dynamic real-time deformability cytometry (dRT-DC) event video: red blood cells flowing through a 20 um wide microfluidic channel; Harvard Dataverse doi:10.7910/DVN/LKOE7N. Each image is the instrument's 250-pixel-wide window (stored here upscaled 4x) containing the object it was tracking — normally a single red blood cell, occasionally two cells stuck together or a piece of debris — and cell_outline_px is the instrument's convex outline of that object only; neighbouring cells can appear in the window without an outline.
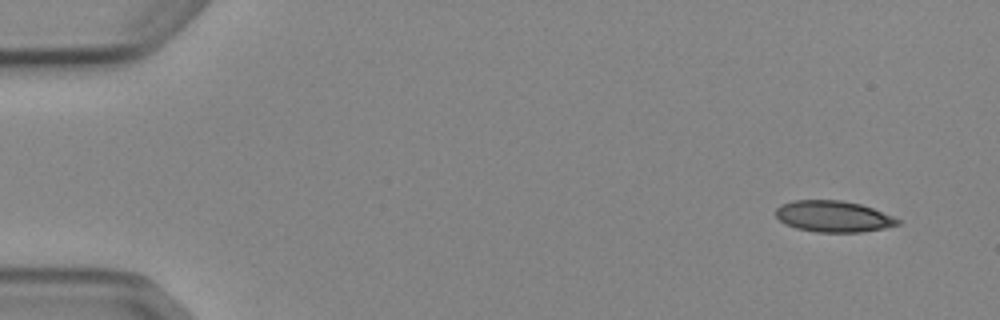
{"species": "Egyptian fruit bat (a non-hibernating species)", "species_latin": "Rousettus aegyptiacus", "temperature_condition": "cold", "stored_images_in_passage": 6, "camera_frame_rate_fps": 3000, "um_per_image_px": 0.085, "animal": {"sex": "female"}, "frame": {"image": 1, "passage_image": 1, "time_ms": 0.0, "image_size_px": [1000, 320], "cell_outline_px": [[900, 224], [884, 228], [860, 232], [816, 232], [796, 228], [784, 224], [776, 216], [776, 208], [780, 204], [792, 200], [840, 200], [860, 204], [872, 208], [892, 216], [900, 220]], "centroid_in_image_um": [70.8, 18.39], "position_along_channel_um": 14.2, "area_um2": 22.2}}
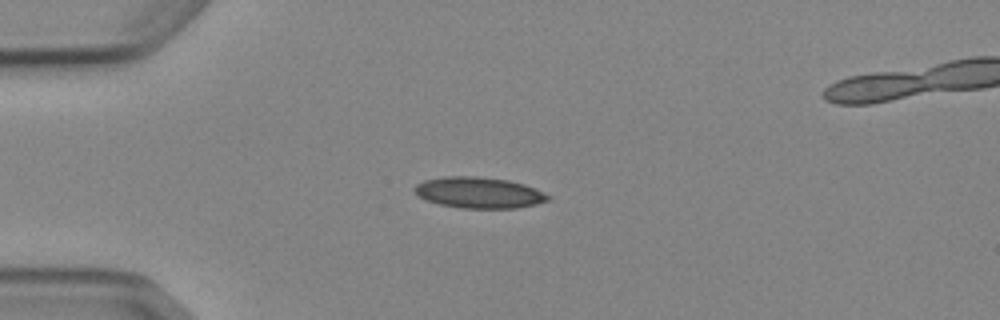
{"frame": {"image": 2, "passage_image": 4, "time_ms": 3.333, "image_size_px": [1000, 320], "cell_outline_px": [[552, 200], [536, 204], [516, 208], [464, 208], [440, 204], [428, 200], [420, 196], [416, 192], [416, 184], [424, 180], [444, 176], [476, 176], [508, 180], [524, 184], [536, 188], [552, 196]], "centroid_in_image_um": [40.79, 16.37], "position_along_channel_um": 44.2, "area_um2": 24.1}}
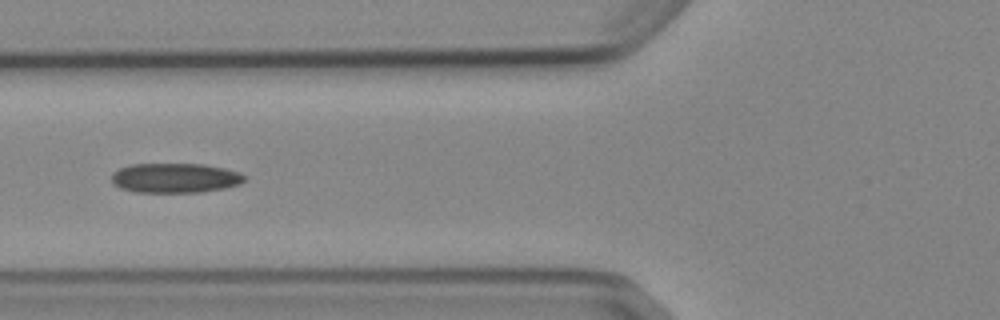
{"frame": {"image": 3, "passage_image": 6, "time_ms": 5.667, "image_size_px": [1000, 320], "cell_outline_px": [[248, 180], [240, 184], [224, 188], [200, 192], [136, 192], [120, 188], [112, 180], [112, 172], [120, 168], [132, 164], [204, 164], [224, 168], [240, 172], [248, 176]], "centroid_in_image_um": [14.95, 15.12], "position_along_channel_um": 110.9, "area_um2": 23.12}}